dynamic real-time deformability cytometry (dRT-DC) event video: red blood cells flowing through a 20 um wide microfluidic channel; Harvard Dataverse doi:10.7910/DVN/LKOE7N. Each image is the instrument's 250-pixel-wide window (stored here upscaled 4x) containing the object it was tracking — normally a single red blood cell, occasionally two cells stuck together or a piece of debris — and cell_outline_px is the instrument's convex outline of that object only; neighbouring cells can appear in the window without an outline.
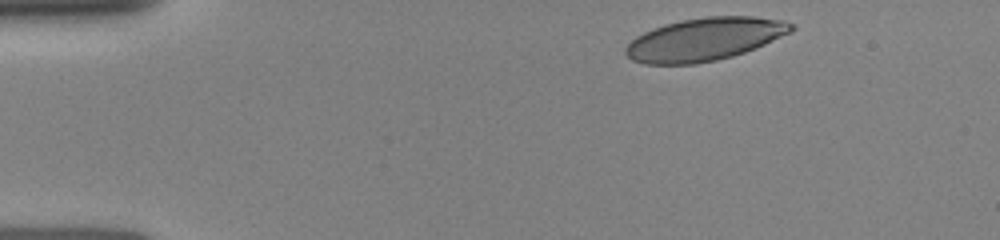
{"species": "human", "species_latin": "Homo sapiens", "temperature_condition": "room temperature", "stored_images_in_passage": 5, "camera_frame_rate_fps": 3000, "um_per_image_px": 0.085, "donor": {"sex": "female"}, "frame": {"image": 1, "passage_image": 1, "time_ms": 0.0, "image_size_px": [1000, 240], "cell_outline_px": [[796, 28], [792, 32], [756, 48], [732, 56], [716, 60], [696, 64], [644, 64], [632, 60], [624, 52], [624, 48], [636, 36], [652, 28], [664, 24], [680, 20], [708, 16], [752, 16], [784, 20], [792, 24]], "centroid_in_image_um": [59.89, 3.33], "position_along_channel_um": 25.1, "area_um2": 41.56}}
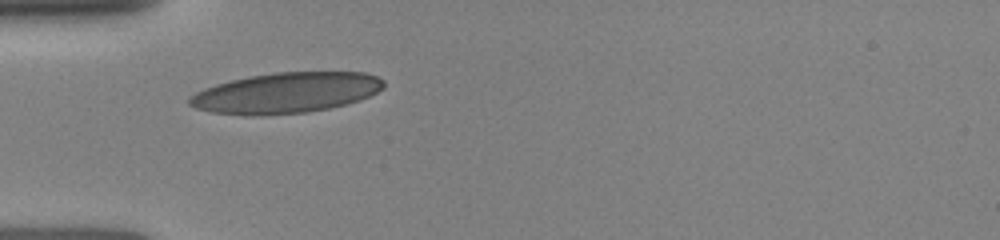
{"frame": {"image": 2, "passage_image": 4, "time_ms": 2.667, "image_size_px": [1000, 240], "cell_outline_px": [[384, 88], [360, 100], [328, 108], [304, 112], [256, 116], [212, 112], [196, 108], [188, 104], [188, 96], [204, 88], [216, 84], [248, 76], [276, 72], [364, 72], [376, 76], [384, 80]], "centroid_in_image_um": [24.29, 7.88], "position_along_channel_um": 60.7, "area_um2": 45.78}}
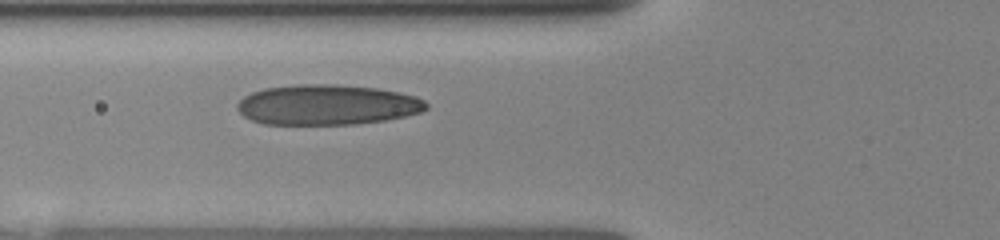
{"frame": {"image": 3, "passage_image": 5, "time_ms": 3.667, "image_size_px": [1000, 240], "cell_outline_px": [[428, 108], [420, 112], [404, 116], [384, 120], [356, 124], [264, 124], [252, 120], [244, 116], [236, 108], [236, 104], [244, 96], [252, 92], [264, 88], [296, 84], [336, 84], [376, 88], [416, 96], [424, 100], [428, 104]], "centroid_in_image_um": [27.78, 8.9], "position_along_channel_um": 98.0, "area_um2": 44.33}}